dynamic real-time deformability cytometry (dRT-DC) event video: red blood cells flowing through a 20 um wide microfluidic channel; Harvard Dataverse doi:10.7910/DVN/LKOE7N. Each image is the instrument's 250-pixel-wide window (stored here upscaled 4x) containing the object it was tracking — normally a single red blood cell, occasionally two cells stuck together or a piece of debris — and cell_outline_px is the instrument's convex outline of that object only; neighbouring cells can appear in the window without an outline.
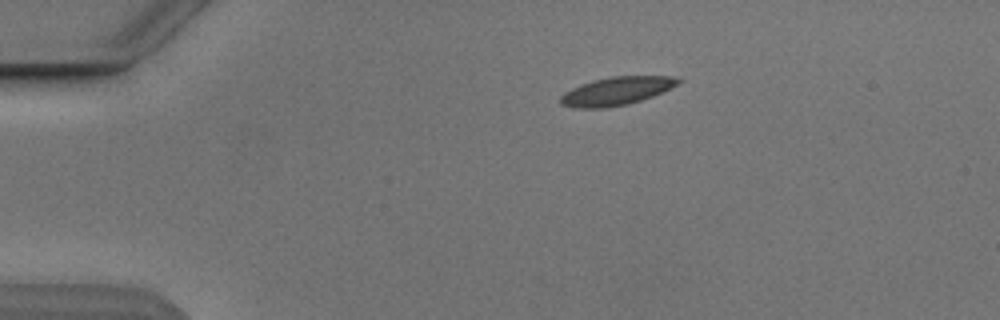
{"species": "Egyptian fruit bat (a non-hibernating species)", "species_latin": "Rousettus aegyptiacus", "temperature_condition": "cold", "stored_images_in_passage": 3, "camera_frame_rate_fps": 3000, "um_per_image_px": 0.085, "animal": {"sex": "male"}, "frame": {"image": 1, "passage_image": 3, "time_ms": 3.333, "image_size_px": [1000, 320], "cell_outline_px": [[680, 80], [676, 84], [652, 96], [628, 104], [604, 108], [572, 108], [560, 104], [560, 96], [564, 92], [580, 84], [592, 80], [608, 76], [672, 76]], "centroid_in_image_um": [52.3, 7.74], "position_along_channel_um": 32.7, "area_um2": 19.19}}